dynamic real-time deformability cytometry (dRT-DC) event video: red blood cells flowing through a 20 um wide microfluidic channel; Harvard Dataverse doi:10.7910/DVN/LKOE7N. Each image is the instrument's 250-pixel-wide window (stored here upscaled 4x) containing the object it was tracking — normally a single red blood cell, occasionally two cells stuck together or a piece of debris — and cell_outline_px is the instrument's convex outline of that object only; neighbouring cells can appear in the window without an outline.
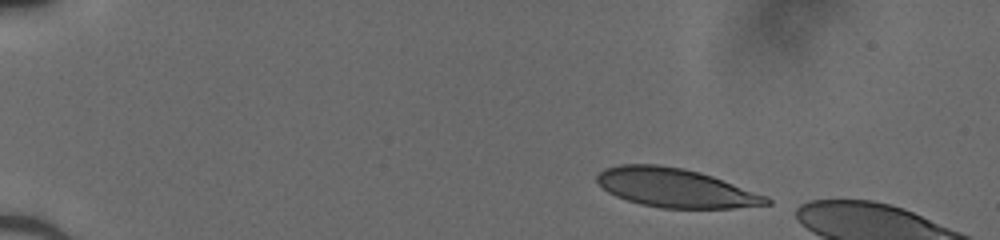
{"species": "human", "species_latin": "Homo sapiens", "temperature_condition": "cold", "stored_images_in_passage": 8, "camera_frame_rate_fps": 3000, "um_per_image_px": 0.085, "donor": {"sex": "male"}, "frame": {"image": 1, "passage_image": 1, "time_ms": 0.0, "image_size_px": [1000, 240], "cell_outline_px": [[772, 204], [732, 208], [660, 208], [640, 204], [616, 196], [608, 192], [596, 180], [596, 176], [604, 168], [620, 164], [660, 164], [684, 168], [700, 172], [712, 176], [768, 196], [772, 200]], "centroid_in_image_um": [57.43, 15.96], "position_along_channel_um": 27.6, "area_um2": 38.49}}